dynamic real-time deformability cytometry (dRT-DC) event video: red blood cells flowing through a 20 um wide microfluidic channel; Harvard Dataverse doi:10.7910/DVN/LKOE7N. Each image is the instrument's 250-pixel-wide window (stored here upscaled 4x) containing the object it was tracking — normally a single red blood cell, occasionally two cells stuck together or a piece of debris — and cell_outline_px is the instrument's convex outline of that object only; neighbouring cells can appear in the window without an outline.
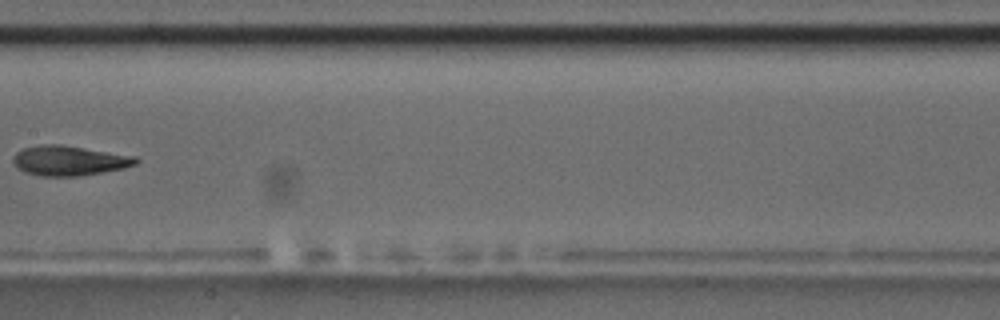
{"species": "common noctule bat (a hibernating species)", "species_latin": "Nyctalus noctula", "temperature_condition": "room temperature", "stored_images_in_passage": 9, "camera_frame_rate_fps": 3000, "um_per_image_px": 0.085, "animal": {"sex": "male", "body_mass_g": 17.5, "forearm_length_mm": 52.3}, "frame": {"image": 1, "passage_image": 8, "time_ms": 8.333, "image_size_px": [1000, 320], "cell_outline_px": [[140, 160], [136, 164], [124, 168], [80, 176], [40, 176], [24, 172], [12, 160], [12, 156], [16, 152], [24, 148], [40, 144], [60, 144], [136, 156]], "centroid_in_image_um": [5.89, 13.65], "position_along_channel_um": 201.5, "area_um2": 21.39}}